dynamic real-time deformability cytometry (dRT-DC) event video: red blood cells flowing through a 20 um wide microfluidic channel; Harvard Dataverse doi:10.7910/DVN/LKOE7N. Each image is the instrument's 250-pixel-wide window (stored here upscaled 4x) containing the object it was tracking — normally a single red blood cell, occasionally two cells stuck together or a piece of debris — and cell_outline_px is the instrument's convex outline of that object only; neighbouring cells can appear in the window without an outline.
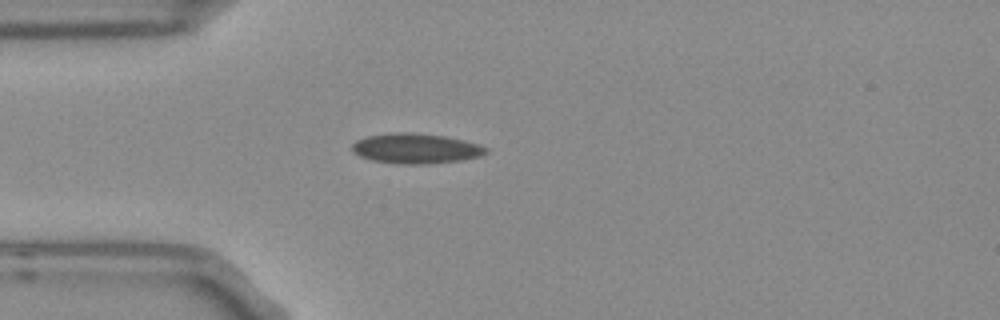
{"species": "Egyptian fruit bat (a non-hibernating species)", "species_latin": "Rousettus aegyptiacus", "temperature_condition": "room temperature", "stored_images_in_passage": 3, "camera_frame_rate_fps": 3000, "um_per_image_px": 0.085, "frame": {"image": 1, "passage_image": 3, "time_ms": 0.667, "image_size_px": [1000, 320], "cell_outline_px": [[488, 152], [480, 156], [460, 160], [428, 164], [404, 164], [372, 160], [360, 156], [352, 152], [352, 144], [356, 140], [368, 136], [396, 132], [412, 132], [444, 136], [464, 140], [480, 144], [488, 148]], "centroid_in_image_um": [35.36, 12.61], "position_along_channel_um": 49.6, "area_um2": 23.47}}